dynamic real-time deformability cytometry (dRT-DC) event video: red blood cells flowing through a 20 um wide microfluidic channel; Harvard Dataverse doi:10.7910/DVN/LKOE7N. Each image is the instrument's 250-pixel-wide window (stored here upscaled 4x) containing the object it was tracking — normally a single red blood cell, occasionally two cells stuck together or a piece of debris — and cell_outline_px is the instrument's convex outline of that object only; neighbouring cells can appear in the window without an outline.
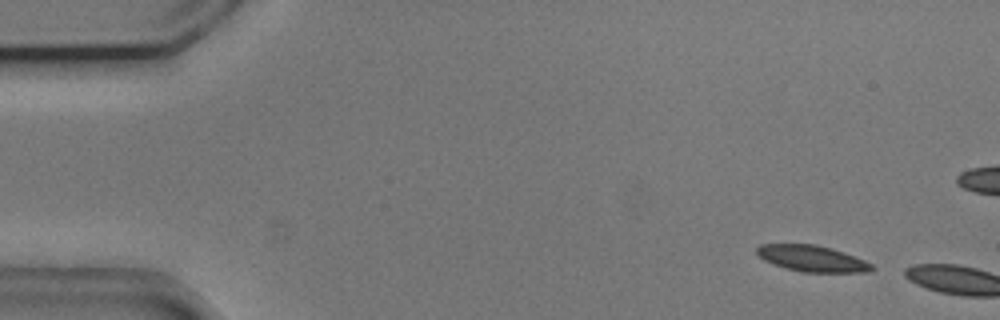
{"species": "common noctule bat (a hibernating species)", "species_latin": "Nyctalus noctula", "temperature_condition": "cold", "stored_images_in_passage": 4, "camera_frame_rate_fps": 3000, "um_per_image_px": 0.085, "animal": {"sex": "male", "body_mass_g": 20.5, "forearm_length_mm": 52.5}, "frame": {"image": 1, "passage_image": 1, "time_ms": 0.0, "image_size_px": [1000, 320], "cell_outline_px": [[876, 268], [864, 272], [804, 272], [772, 264], [764, 260], [756, 252], [756, 248], [760, 244], [816, 244], [832, 248], [844, 252], [864, 260], [872, 264]], "centroid_in_image_um": [69.03, 21.96], "position_along_channel_um": 16.0, "area_um2": 17.46}}